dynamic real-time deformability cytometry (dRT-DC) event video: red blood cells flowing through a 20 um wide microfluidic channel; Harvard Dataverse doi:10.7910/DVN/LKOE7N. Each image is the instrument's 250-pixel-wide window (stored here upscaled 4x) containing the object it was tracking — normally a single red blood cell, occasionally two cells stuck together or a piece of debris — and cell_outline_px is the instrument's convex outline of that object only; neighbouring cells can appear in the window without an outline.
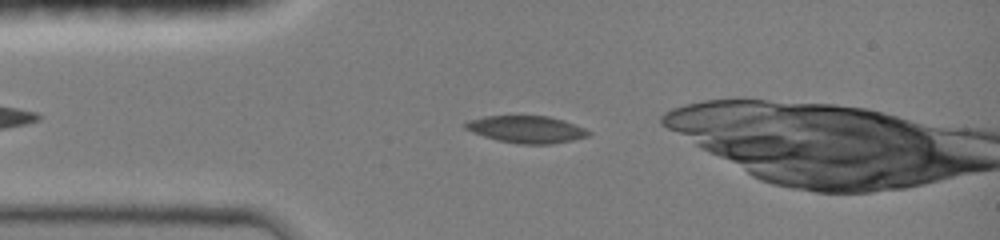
{"species": "common noctule bat (a hibernating species)", "species_latin": "Nyctalus noctula", "temperature_condition": "room temperature", "stored_images_in_passage": 15, "camera_frame_rate_fps": 3000, "um_per_image_px": 0.085, "animal": {"sex": "female", "body_mass_g": 19.0, "forearm_length_mm": 51.5}, "frame": {"image": 1, "passage_image": 5, "time_ms": 1.333, "image_size_px": [1000, 240], "cell_outline_px": [[592, 132], [588, 136], [572, 140], [548, 144], [520, 144], [500, 140], [484, 136], [472, 132], [464, 128], [464, 124], [468, 120], [484, 116], [548, 116], [564, 120], [584, 128]], "centroid_in_image_um": [44.75, 10.99], "position_along_channel_um": 40.3, "area_um2": 19.31}}
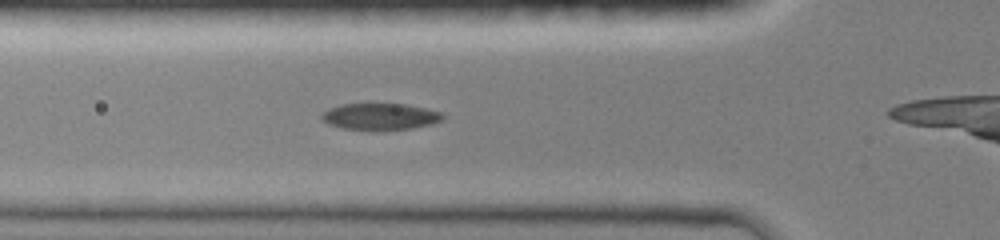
{"frame": {"image": 2, "passage_image": 14, "time_ms": 3.0, "image_size_px": [1000, 240], "cell_outline_px": [[444, 116], [440, 120], [428, 124], [412, 128], [344, 128], [328, 124], [320, 116], [328, 108], [340, 104], [404, 104], [424, 108], [440, 112]], "centroid_in_image_um": [32.27, 9.87], "position_along_channel_um": 93.5, "area_um2": 17.86}}